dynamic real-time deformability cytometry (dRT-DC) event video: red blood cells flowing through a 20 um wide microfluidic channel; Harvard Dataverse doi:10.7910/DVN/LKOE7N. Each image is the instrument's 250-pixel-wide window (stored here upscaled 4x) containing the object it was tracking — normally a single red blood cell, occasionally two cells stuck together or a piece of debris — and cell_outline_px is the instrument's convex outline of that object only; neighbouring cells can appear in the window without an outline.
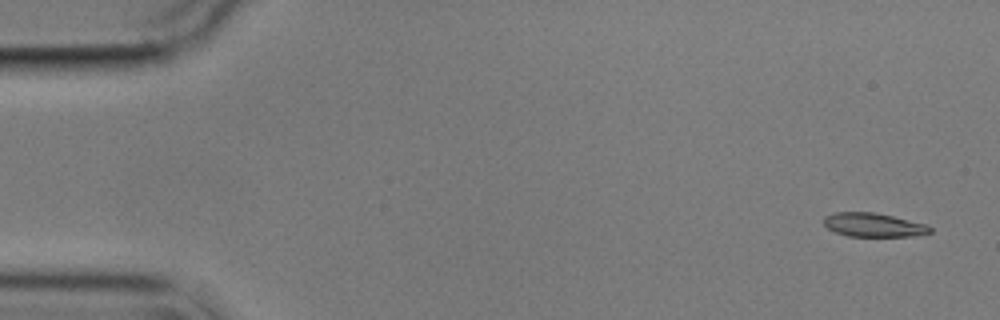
{"species": "common noctule bat (a hibernating species)", "species_latin": "Nyctalus noctula", "temperature_condition": "cold", "stored_images_in_passage": 5, "camera_frame_rate_fps": 3000, "um_per_image_px": 0.085, "animal": {"sex": "male", "body_mass_g": 17.9}, "frame": {"image": 1, "passage_image": 1, "time_ms": 0.0, "image_size_px": [1000, 320], "cell_outline_px": [[932, 232], [916, 236], [848, 236], [836, 232], [828, 228], [824, 224], [824, 216], [832, 212], [876, 212], [928, 224], [932, 228]], "centroid_in_image_um": [74.28, 19.11], "position_along_channel_um": 10.7, "area_um2": 14.91}}